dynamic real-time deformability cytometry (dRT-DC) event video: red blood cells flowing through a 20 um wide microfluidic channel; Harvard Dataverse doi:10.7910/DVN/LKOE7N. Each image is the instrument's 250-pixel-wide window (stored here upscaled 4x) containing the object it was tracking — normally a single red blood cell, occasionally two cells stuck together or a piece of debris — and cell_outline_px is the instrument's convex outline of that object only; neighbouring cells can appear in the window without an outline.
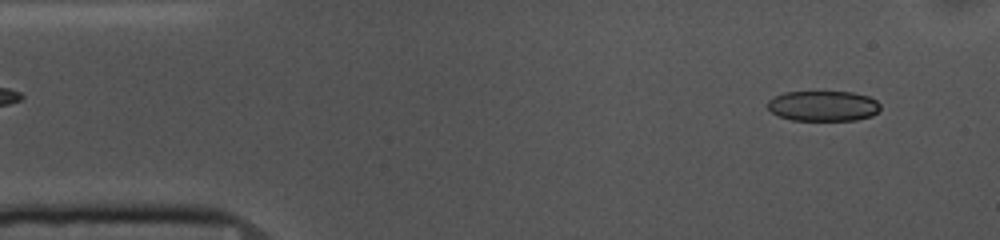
{"species": "common noctule bat (a hibernating species)", "species_latin": "Nyctalus noctula", "temperature_condition": "cold", "stored_images_in_passage": 52, "camera_frame_rate_fps": 3000, "um_per_image_px": 0.085, "animal": {"sex": "female", "body_mass_g": 10.0, "forearm_length_mm": 53.1}, "frame": {"image": 1, "passage_image": 3, "time_ms": 0.667, "image_size_px": [1000, 240], "cell_outline_px": [[880, 108], [872, 116], [856, 120], [792, 120], [780, 116], [772, 112], [768, 108], [768, 100], [772, 96], [784, 92], [852, 92], [868, 96], [876, 100], [880, 104]], "centroid_in_image_um": [69.96, 9.0], "position_along_channel_um": 15.0, "area_um2": 19.94}}
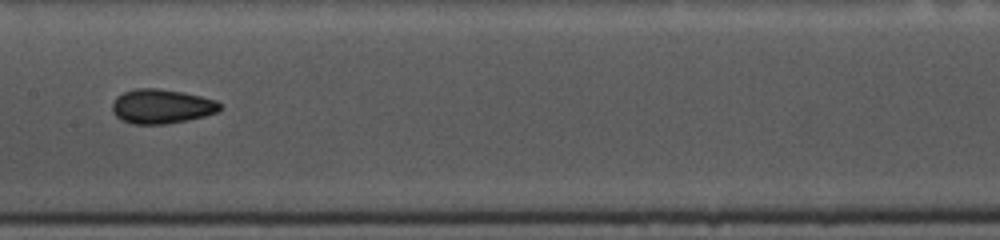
{"frame": {"image": 2, "passage_image": 24, "time_ms": 7.667, "image_size_px": [1000, 240], "cell_outline_px": [[220, 108], [216, 112], [204, 116], [188, 120], [168, 124], [132, 124], [120, 120], [112, 112], [112, 104], [116, 96], [124, 92], [136, 88], [156, 88], [184, 92], [216, 100], [220, 104]], "centroid_in_image_um": [13.69, 9.04], "position_along_channel_um": 193.7, "area_um2": 21.68}}
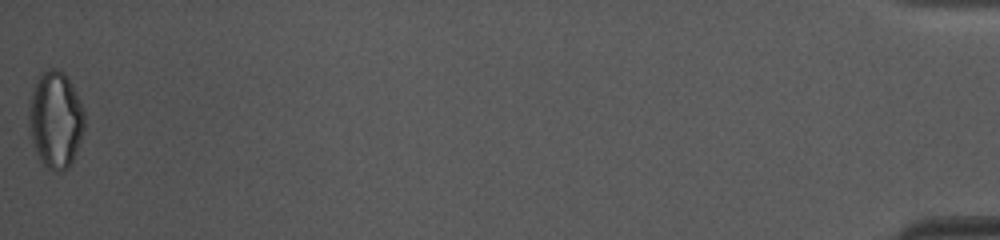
{"frame": {"image": 3, "passage_image": 52, "time_ms": 17.0, "image_size_px": [1000, 240], "cell_outline_px": [[84, 128], [76, 152], [68, 168], [60, 172], [56, 172], [48, 168], [40, 160], [36, 152], [28, 120], [28, 108], [32, 88], [40, 72], [48, 68], [56, 68], [64, 72], [72, 84], [84, 112]], "centroid_in_image_um": [4.7, 10.13], "position_along_channel_um": 430.5, "area_um2": 31.33}, "authors_computed_cell_mechanics": {"area_um2": 21.1837, "velocity_mm_per_s": 3.6721, "shape_relaxation_time_tau1_ms": 7.2558, "shape_relaxation_time_tau2_ms": 3.0321, "deformation_change_tau1": 0.1352, "deformation_change_tau2": 0.0846}}